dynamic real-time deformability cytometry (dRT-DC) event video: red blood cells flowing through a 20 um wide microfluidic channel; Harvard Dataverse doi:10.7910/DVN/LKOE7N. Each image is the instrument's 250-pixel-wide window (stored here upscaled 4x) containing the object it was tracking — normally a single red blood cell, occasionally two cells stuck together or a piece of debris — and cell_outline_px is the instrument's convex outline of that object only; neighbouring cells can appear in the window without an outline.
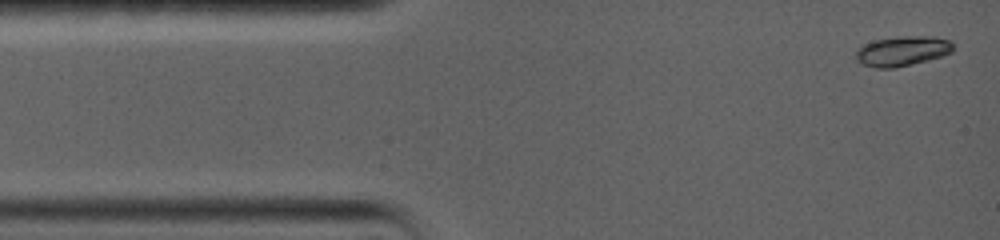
{"species": "common noctule bat (a hibernating species)", "species_latin": "Nyctalus noctula", "temperature_condition": "warm", "stored_images_in_passage": 10, "camera_frame_rate_fps": 5000, "um_per_image_px": 0.085, "animal": {"sex": "female", "body_mass_g": 19.0, "forearm_length_mm": 56.7}, "frame": {"image": 1, "passage_image": 1, "time_ms": 0.0, "image_size_px": [1000, 240], "cell_outline_px": [[952, 52], [928, 60], [896, 68], [876, 68], [864, 64], [856, 60], [856, 48], [864, 44], [876, 40], [904, 36], [936, 36], [952, 40]], "centroid_in_image_um": [76.7, 4.33], "position_along_channel_um": 8.3, "area_um2": 16.94}}
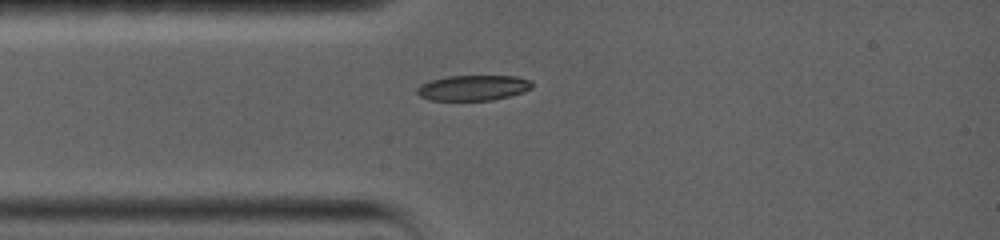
{"frame": {"image": 2, "passage_image": 7, "time_ms": 3.0, "image_size_px": [1000, 240], "cell_outline_px": [[532, 88], [524, 92], [492, 100], [428, 100], [420, 96], [416, 92], [416, 88], [420, 84], [432, 80], [448, 76], [516, 76], [532, 80]], "centroid_in_image_um": [40.22, 7.46], "position_along_channel_um": 44.8, "area_um2": 17.05}}
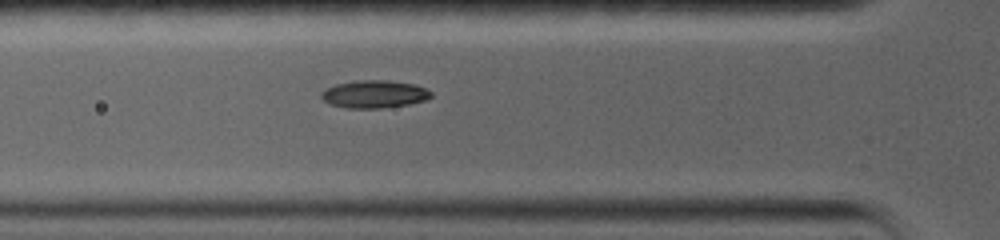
{"frame": {"image": 3, "passage_image": 10, "time_ms": 4.4, "image_size_px": [1000, 240], "cell_outline_px": [[432, 96], [428, 100], [408, 104], [380, 108], [348, 108], [328, 104], [320, 96], [320, 92], [336, 84], [356, 80], [388, 80], [416, 84], [432, 92]], "centroid_in_image_um": [31.82, 8.0], "position_along_channel_um": 94.0, "area_um2": 17.8}}